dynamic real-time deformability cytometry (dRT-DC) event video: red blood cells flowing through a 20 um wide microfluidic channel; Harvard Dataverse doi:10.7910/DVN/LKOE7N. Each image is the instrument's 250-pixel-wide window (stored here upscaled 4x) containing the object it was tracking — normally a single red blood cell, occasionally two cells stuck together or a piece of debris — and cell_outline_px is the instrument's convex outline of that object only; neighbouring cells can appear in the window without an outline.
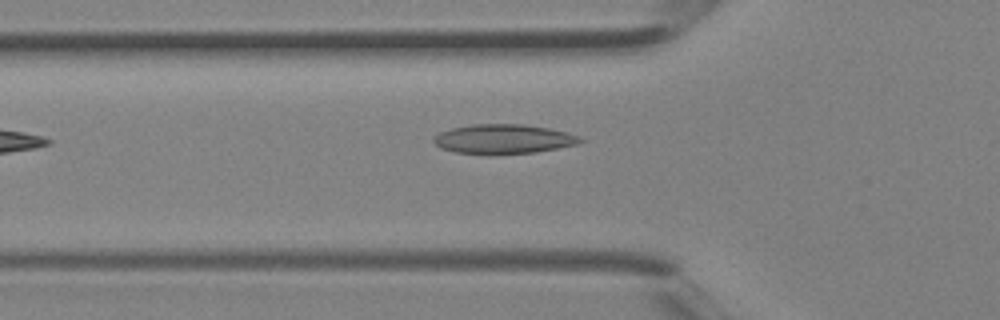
{"species": "Egyptian fruit bat (a non-hibernating species)", "species_latin": "Rousettus aegyptiacus", "temperature_condition": "room temperature", "stored_images_in_passage": 4, "camera_frame_rate_fps": 3000, "um_per_image_px": 0.085, "animal": {"sex": "female"}, "frame": {"image": 1, "passage_image": 4, "time_ms": 1.0, "image_size_px": [1000, 320], "cell_outline_px": [[584, 140], [580, 144], [536, 152], [456, 152], [440, 148], [432, 140], [440, 132], [452, 128], [472, 124], [524, 124], [548, 128], [580, 136]], "centroid_in_image_um": [42.84, 11.78], "position_along_channel_um": 83.0, "area_um2": 24.39}}